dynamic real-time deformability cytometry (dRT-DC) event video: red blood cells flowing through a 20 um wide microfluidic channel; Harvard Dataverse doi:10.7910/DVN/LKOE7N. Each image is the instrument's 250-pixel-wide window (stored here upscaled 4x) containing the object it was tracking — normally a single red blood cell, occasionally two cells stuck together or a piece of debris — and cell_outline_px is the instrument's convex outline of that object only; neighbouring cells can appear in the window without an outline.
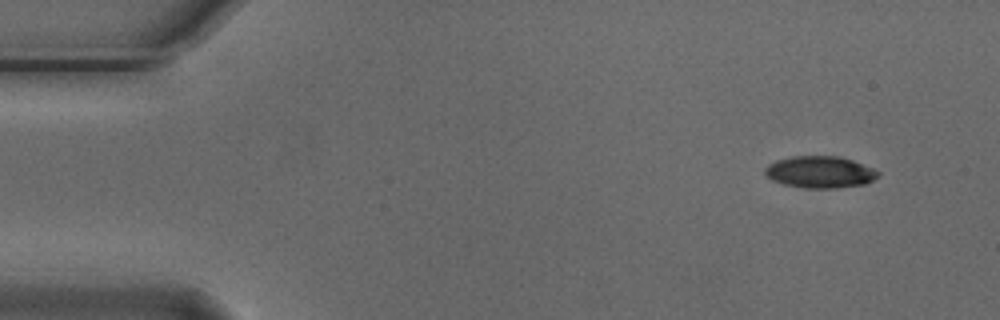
{"species": "Egyptian fruit bat (a non-hibernating species)", "species_latin": "Rousettus aegyptiacus", "temperature_condition": "cold", "stored_images_in_passage": 3, "camera_frame_rate_fps": 3000, "um_per_image_px": 0.085, "animal": {"sex": "male"}, "frame": {"image": 1, "passage_image": 1, "time_ms": 0.0, "image_size_px": [1000, 320], "cell_outline_px": [[880, 176], [864, 184], [836, 188], [804, 188], [784, 184], [772, 180], [764, 172], [764, 168], [768, 164], [776, 160], [792, 156], [840, 156], [852, 160], [872, 168], [880, 172]], "centroid_in_image_um": [69.69, 14.62], "position_along_channel_um": 15.3, "area_um2": 20.98}}